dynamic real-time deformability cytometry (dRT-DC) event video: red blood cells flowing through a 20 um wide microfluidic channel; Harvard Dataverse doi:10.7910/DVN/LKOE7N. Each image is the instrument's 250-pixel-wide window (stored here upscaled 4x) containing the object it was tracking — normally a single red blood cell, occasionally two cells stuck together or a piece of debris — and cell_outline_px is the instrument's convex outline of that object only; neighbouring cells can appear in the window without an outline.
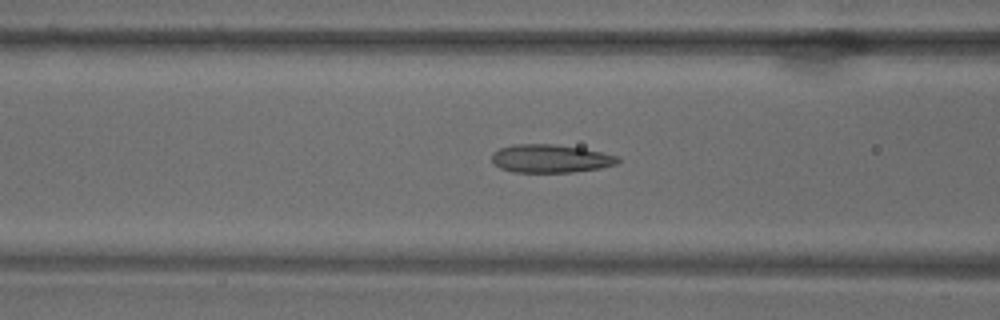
{"species": "common noctule bat (a hibernating species)", "species_latin": "Nyctalus noctula", "temperature_condition": "warm", "stored_images_in_passage": 67, "camera_frame_rate_fps": 3000, "um_per_image_px": 0.085, "animal": {"sex": "male", "body_mass_g": 18.8}, "frame": {"image": 1, "passage_image": 27, "time_ms": 8.667, "image_size_px": [1000, 320], "cell_outline_px": [[620, 160], [616, 164], [600, 168], [572, 172], [512, 172], [500, 168], [492, 160], [492, 152], [500, 148], [512, 144], [552, 144], [584, 148], [620, 156]], "centroid_in_image_um": [46.8, 13.47], "position_along_channel_um": 119.8, "area_um2": 20.81}}
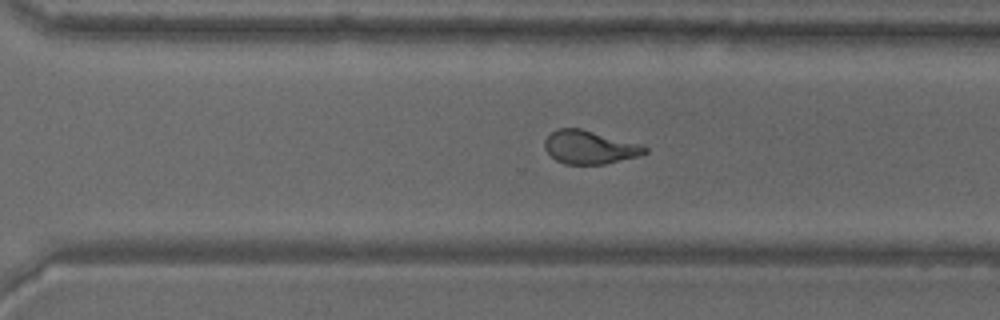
{"frame": {"image": 2, "passage_image": 47, "time_ms": 15.333, "image_size_px": [1000, 320], "cell_outline_px": [[648, 152], [640, 156], [604, 164], [564, 164], [556, 160], [544, 148], [544, 140], [552, 132], [560, 128], [580, 128], [640, 144], [648, 148]], "centroid_in_image_um": [50.12, 12.52], "position_along_channel_um": 320.5, "area_um2": 19.36}}
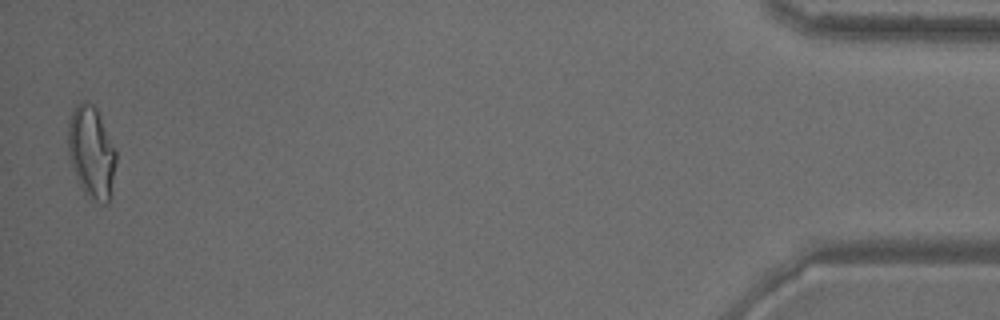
{"frame": {"image": 3, "passage_image": 66, "time_ms": 21.667, "image_size_px": [1000, 320], "cell_outline_px": [[116, 164], [108, 204], [104, 204], [96, 200], [84, 192], [76, 176], [68, 156], [68, 120], [76, 104], [80, 100], [88, 100], [96, 104], [116, 152]], "centroid_in_image_um": [7.76, 12.84], "position_along_channel_um": 427.4, "area_um2": 25.84}}